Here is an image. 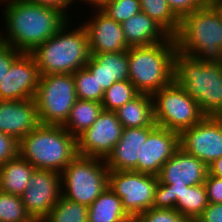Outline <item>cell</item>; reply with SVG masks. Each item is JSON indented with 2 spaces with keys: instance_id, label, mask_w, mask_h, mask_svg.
<instances>
[{
  "instance_id": "obj_1",
  "label": "cell",
  "mask_w": 222,
  "mask_h": 222,
  "mask_svg": "<svg viewBox=\"0 0 222 222\" xmlns=\"http://www.w3.org/2000/svg\"><path fill=\"white\" fill-rule=\"evenodd\" d=\"M1 4L6 31L1 29L0 41L23 53L32 52L69 20L60 10L28 0H0Z\"/></svg>"
},
{
  "instance_id": "obj_2",
  "label": "cell",
  "mask_w": 222,
  "mask_h": 222,
  "mask_svg": "<svg viewBox=\"0 0 222 222\" xmlns=\"http://www.w3.org/2000/svg\"><path fill=\"white\" fill-rule=\"evenodd\" d=\"M68 20L57 33L32 52L40 75L73 74L85 67L91 57L85 27ZM75 26L74 27L70 26Z\"/></svg>"
},
{
  "instance_id": "obj_3",
  "label": "cell",
  "mask_w": 222,
  "mask_h": 222,
  "mask_svg": "<svg viewBox=\"0 0 222 222\" xmlns=\"http://www.w3.org/2000/svg\"><path fill=\"white\" fill-rule=\"evenodd\" d=\"M174 39L182 54L222 64V21L210 4L184 16Z\"/></svg>"
},
{
  "instance_id": "obj_4",
  "label": "cell",
  "mask_w": 222,
  "mask_h": 222,
  "mask_svg": "<svg viewBox=\"0 0 222 222\" xmlns=\"http://www.w3.org/2000/svg\"><path fill=\"white\" fill-rule=\"evenodd\" d=\"M173 80L206 116H222V64L204 63L176 51Z\"/></svg>"
},
{
  "instance_id": "obj_5",
  "label": "cell",
  "mask_w": 222,
  "mask_h": 222,
  "mask_svg": "<svg viewBox=\"0 0 222 222\" xmlns=\"http://www.w3.org/2000/svg\"><path fill=\"white\" fill-rule=\"evenodd\" d=\"M176 41H166L128 49V80L139 93L153 95L173 81Z\"/></svg>"
},
{
  "instance_id": "obj_6",
  "label": "cell",
  "mask_w": 222,
  "mask_h": 222,
  "mask_svg": "<svg viewBox=\"0 0 222 222\" xmlns=\"http://www.w3.org/2000/svg\"><path fill=\"white\" fill-rule=\"evenodd\" d=\"M77 154L76 137L60 125L40 124L19 141V155L36 169L61 173Z\"/></svg>"
},
{
  "instance_id": "obj_7",
  "label": "cell",
  "mask_w": 222,
  "mask_h": 222,
  "mask_svg": "<svg viewBox=\"0 0 222 222\" xmlns=\"http://www.w3.org/2000/svg\"><path fill=\"white\" fill-rule=\"evenodd\" d=\"M207 174L204 162L179 148L161 167L152 207L175 209L177 197L189 186L204 184Z\"/></svg>"
},
{
  "instance_id": "obj_8",
  "label": "cell",
  "mask_w": 222,
  "mask_h": 222,
  "mask_svg": "<svg viewBox=\"0 0 222 222\" xmlns=\"http://www.w3.org/2000/svg\"><path fill=\"white\" fill-rule=\"evenodd\" d=\"M108 172L104 159L77 154L60 173L62 196L89 207L108 187Z\"/></svg>"
},
{
  "instance_id": "obj_9",
  "label": "cell",
  "mask_w": 222,
  "mask_h": 222,
  "mask_svg": "<svg viewBox=\"0 0 222 222\" xmlns=\"http://www.w3.org/2000/svg\"><path fill=\"white\" fill-rule=\"evenodd\" d=\"M152 99L155 124L178 134L196 125L206 116L198 102L174 80L154 93Z\"/></svg>"
},
{
  "instance_id": "obj_10",
  "label": "cell",
  "mask_w": 222,
  "mask_h": 222,
  "mask_svg": "<svg viewBox=\"0 0 222 222\" xmlns=\"http://www.w3.org/2000/svg\"><path fill=\"white\" fill-rule=\"evenodd\" d=\"M33 99L41 124L63 126L77 101L73 74L40 75Z\"/></svg>"
},
{
  "instance_id": "obj_11",
  "label": "cell",
  "mask_w": 222,
  "mask_h": 222,
  "mask_svg": "<svg viewBox=\"0 0 222 222\" xmlns=\"http://www.w3.org/2000/svg\"><path fill=\"white\" fill-rule=\"evenodd\" d=\"M158 177L135 171H109L108 188L122 201V206L129 216L152 208Z\"/></svg>"
},
{
  "instance_id": "obj_12",
  "label": "cell",
  "mask_w": 222,
  "mask_h": 222,
  "mask_svg": "<svg viewBox=\"0 0 222 222\" xmlns=\"http://www.w3.org/2000/svg\"><path fill=\"white\" fill-rule=\"evenodd\" d=\"M179 146L209 166L222 157V116H205L179 134Z\"/></svg>"
},
{
  "instance_id": "obj_13",
  "label": "cell",
  "mask_w": 222,
  "mask_h": 222,
  "mask_svg": "<svg viewBox=\"0 0 222 222\" xmlns=\"http://www.w3.org/2000/svg\"><path fill=\"white\" fill-rule=\"evenodd\" d=\"M62 196L61 175L52 170L35 169L20 196L26 211L41 222Z\"/></svg>"
},
{
  "instance_id": "obj_14",
  "label": "cell",
  "mask_w": 222,
  "mask_h": 222,
  "mask_svg": "<svg viewBox=\"0 0 222 222\" xmlns=\"http://www.w3.org/2000/svg\"><path fill=\"white\" fill-rule=\"evenodd\" d=\"M122 131L116 113L103 110L92 126L76 137L77 153L105 160L121 138Z\"/></svg>"
},
{
  "instance_id": "obj_15",
  "label": "cell",
  "mask_w": 222,
  "mask_h": 222,
  "mask_svg": "<svg viewBox=\"0 0 222 222\" xmlns=\"http://www.w3.org/2000/svg\"><path fill=\"white\" fill-rule=\"evenodd\" d=\"M40 73L31 53H21L0 82V100L34 98Z\"/></svg>"
},
{
  "instance_id": "obj_16",
  "label": "cell",
  "mask_w": 222,
  "mask_h": 222,
  "mask_svg": "<svg viewBox=\"0 0 222 222\" xmlns=\"http://www.w3.org/2000/svg\"><path fill=\"white\" fill-rule=\"evenodd\" d=\"M90 19L83 20L91 54L127 51L130 47L123 35L122 25L96 9Z\"/></svg>"
},
{
  "instance_id": "obj_17",
  "label": "cell",
  "mask_w": 222,
  "mask_h": 222,
  "mask_svg": "<svg viewBox=\"0 0 222 222\" xmlns=\"http://www.w3.org/2000/svg\"><path fill=\"white\" fill-rule=\"evenodd\" d=\"M179 148V134L157 126L142 145L138 172L158 176L161 167Z\"/></svg>"
},
{
  "instance_id": "obj_18",
  "label": "cell",
  "mask_w": 222,
  "mask_h": 222,
  "mask_svg": "<svg viewBox=\"0 0 222 222\" xmlns=\"http://www.w3.org/2000/svg\"><path fill=\"white\" fill-rule=\"evenodd\" d=\"M40 124L33 98L16 101L0 100V132L20 141Z\"/></svg>"
},
{
  "instance_id": "obj_19",
  "label": "cell",
  "mask_w": 222,
  "mask_h": 222,
  "mask_svg": "<svg viewBox=\"0 0 222 222\" xmlns=\"http://www.w3.org/2000/svg\"><path fill=\"white\" fill-rule=\"evenodd\" d=\"M156 127L123 128L121 138L105 159L109 171L138 172L142 145Z\"/></svg>"
},
{
  "instance_id": "obj_20",
  "label": "cell",
  "mask_w": 222,
  "mask_h": 222,
  "mask_svg": "<svg viewBox=\"0 0 222 222\" xmlns=\"http://www.w3.org/2000/svg\"><path fill=\"white\" fill-rule=\"evenodd\" d=\"M85 67L105 91L114 82L128 80V50L91 54Z\"/></svg>"
},
{
  "instance_id": "obj_21",
  "label": "cell",
  "mask_w": 222,
  "mask_h": 222,
  "mask_svg": "<svg viewBox=\"0 0 222 222\" xmlns=\"http://www.w3.org/2000/svg\"><path fill=\"white\" fill-rule=\"evenodd\" d=\"M129 47L150 46L166 41L170 35L143 12L121 23Z\"/></svg>"
},
{
  "instance_id": "obj_22",
  "label": "cell",
  "mask_w": 222,
  "mask_h": 222,
  "mask_svg": "<svg viewBox=\"0 0 222 222\" xmlns=\"http://www.w3.org/2000/svg\"><path fill=\"white\" fill-rule=\"evenodd\" d=\"M115 113L123 128L157 127L152 95L139 93L115 110Z\"/></svg>"
},
{
  "instance_id": "obj_23",
  "label": "cell",
  "mask_w": 222,
  "mask_h": 222,
  "mask_svg": "<svg viewBox=\"0 0 222 222\" xmlns=\"http://www.w3.org/2000/svg\"><path fill=\"white\" fill-rule=\"evenodd\" d=\"M35 169L20 155L0 165V191L21 196Z\"/></svg>"
},
{
  "instance_id": "obj_24",
  "label": "cell",
  "mask_w": 222,
  "mask_h": 222,
  "mask_svg": "<svg viewBox=\"0 0 222 222\" xmlns=\"http://www.w3.org/2000/svg\"><path fill=\"white\" fill-rule=\"evenodd\" d=\"M128 217L121 199L108 187L88 207V222H122Z\"/></svg>"
},
{
  "instance_id": "obj_25",
  "label": "cell",
  "mask_w": 222,
  "mask_h": 222,
  "mask_svg": "<svg viewBox=\"0 0 222 222\" xmlns=\"http://www.w3.org/2000/svg\"><path fill=\"white\" fill-rule=\"evenodd\" d=\"M103 107L100 102L77 99L63 127L74 137L90 128L99 117Z\"/></svg>"
},
{
  "instance_id": "obj_26",
  "label": "cell",
  "mask_w": 222,
  "mask_h": 222,
  "mask_svg": "<svg viewBox=\"0 0 222 222\" xmlns=\"http://www.w3.org/2000/svg\"><path fill=\"white\" fill-rule=\"evenodd\" d=\"M208 205L204 184L189 186L177 197L175 210L187 220L199 218Z\"/></svg>"
},
{
  "instance_id": "obj_27",
  "label": "cell",
  "mask_w": 222,
  "mask_h": 222,
  "mask_svg": "<svg viewBox=\"0 0 222 222\" xmlns=\"http://www.w3.org/2000/svg\"><path fill=\"white\" fill-rule=\"evenodd\" d=\"M141 12L157 22L170 36L174 37L179 30L180 20L169 8L167 0H139Z\"/></svg>"
},
{
  "instance_id": "obj_28",
  "label": "cell",
  "mask_w": 222,
  "mask_h": 222,
  "mask_svg": "<svg viewBox=\"0 0 222 222\" xmlns=\"http://www.w3.org/2000/svg\"><path fill=\"white\" fill-rule=\"evenodd\" d=\"M88 206L63 196L41 222H88Z\"/></svg>"
},
{
  "instance_id": "obj_29",
  "label": "cell",
  "mask_w": 222,
  "mask_h": 222,
  "mask_svg": "<svg viewBox=\"0 0 222 222\" xmlns=\"http://www.w3.org/2000/svg\"><path fill=\"white\" fill-rule=\"evenodd\" d=\"M138 94L139 92L129 80L117 81L104 91L101 105L103 110L115 112Z\"/></svg>"
},
{
  "instance_id": "obj_30",
  "label": "cell",
  "mask_w": 222,
  "mask_h": 222,
  "mask_svg": "<svg viewBox=\"0 0 222 222\" xmlns=\"http://www.w3.org/2000/svg\"><path fill=\"white\" fill-rule=\"evenodd\" d=\"M0 222H36L26 211L20 196L0 191Z\"/></svg>"
},
{
  "instance_id": "obj_31",
  "label": "cell",
  "mask_w": 222,
  "mask_h": 222,
  "mask_svg": "<svg viewBox=\"0 0 222 222\" xmlns=\"http://www.w3.org/2000/svg\"><path fill=\"white\" fill-rule=\"evenodd\" d=\"M73 78L77 99L102 102L104 90L86 67L73 73Z\"/></svg>"
},
{
  "instance_id": "obj_32",
  "label": "cell",
  "mask_w": 222,
  "mask_h": 222,
  "mask_svg": "<svg viewBox=\"0 0 222 222\" xmlns=\"http://www.w3.org/2000/svg\"><path fill=\"white\" fill-rule=\"evenodd\" d=\"M110 19L122 23L141 12L139 0H111L101 9Z\"/></svg>"
},
{
  "instance_id": "obj_33",
  "label": "cell",
  "mask_w": 222,
  "mask_h": 222,
  "mask_svg": "<svg viewBox=\"0 0 222 222\" xmlns=\"http://www.w3.org/2000/svg\"><path fill=\"white\" fill-rule=\"evenodd\" d=\"M138 222H188L175 209L150 208L137 216Z\"/></svg>"
},
{
  "instance_id": "obj_34",
  "label": "cell",
  "mask_w": 222,
  "mask_h": 222,
  "mask_svg": "<svg viewBox=\"0 0 222 222\" xmlns=\"http://www.w3.org/2000/svg\"><path fill=\"white\" fill-rule=\"evenodd\" d=\"M169 8L181 20L184 16L209 4V0H167Z\"/></svg>"
},
{
  "instance_id": "obj_35",
  "label": "cell",
  "mask_w": 222,
  "mask_h": 222,
  "mask_svg": "<svg viewBox=\"0 0 222 222\" xmlns=\"http://www.w3.org/2000/svg\"><path fill=\"white\" fill-rule=\"evenodd\" d=\"M19 155V141L8 134L0 132V165Z\"/></svg>"
},
{
  "instance_id": "obj_36",
  "label": "cell",
  "mask_w": 222,
  "mask_h": 222,
  "mask_svg": "<svg viewBox=\"0 0 222 222\" xmlns=\"http://www.w3.org/2000/svg\"><path fill=\"white\" fill-rule=\"evenodd\" d=\"M21 53V51L15 50L11 45L0 41V82L5 77L13 61Z\"/></svg>"
},
{
  "instance_id": "obj_37",
  "label": "cell",
  "mask_w": 222,
  "mask_h": 222,
  "mask_svg": "<svg viewBox=\"0 0 222 222\" xmlns=\"http://www.w3.org/2000/svg\"><path fill=\"white\" fill-rule=\"evenodd\" d=\"M204 186L206 188L208 202L222 203V178L215 177L208 173Z\"/></svg>"
},
{
  "instance_id": "obj_38",
  "label": "cell",
  "mask_w": 222,
  "mask_h": 222,
  "mask_svg": "<svg viewBox=\"0 0 222 222\" xmlns=\"http://www.w3.org/2000/svg\"><path fill=\"white\" fill-rule=\"evenodd\" d=\"M28 1L31 3L39 4L41 6L60 10L67 17H69V19H70V16L68 15H71V14L68 13V9L71 8V6L73 7V4H77V6H79L76 0H28Z\"/></svg>"
},
{
  "instance_id": "obj_39",
  "label": "cell",
  "mask_w": 222,
  "mask_h": 222,
  "mask_svg": "<svg viewBox=\"0 0 222 222\" xmlns=\"http://www.w3.org/2000/svg\"><path fill=\"white\" fill-rule=\"evenodd\" d=\"M203 222H222V203H210L199 217Z\"/></svg>"
},
{
  "instance_id": "obj_40",
  "label": "cell",
  "mask_w": 222,
  "mask_h": 222,
  "mask_svg": "<svg viewBox=\"0 0 222 222\" xmlns=\"http://www.w3.org/2000/svg\"><path fill=\"white\" fill-rule=\"evenodd\" d=\"M208 173L218 178H222V157L214 160L208 166Z\"/></svg>"
},
{
  "instance_id": "obj_41",
  "label": "cell",
  "mask_w": 222,
  "mask_h": 222,
  "mask_svg": "<svg viewBox=\"0 0 222 222\" xmlns=\"http://www.w3.org/2000/svg\"><path fill=\"white\" fill-rule=\"evenodd\" d=\"M76 1H82L84 5H89L90 8L101 9L106 3H108L111 0H76ZM86 3V4H85Z\"/></svg>"
},
{
  "instance_id": "obj_42",
  "label": "cell",
  "mask_w": 222,
  "mask_h": 222,
  "mask_svg": "<svg viewBox=\"0 0 222 222\" xmlns=\"http://www.w3.org/2000/svg\"><path fill=\"white\" fill-rule=\"evenodd\" d=\"M209 4L214 8L222 21V0H209Z\"/></svg>"
},
{
  "instance_id": "obj_43",
  "label": "cell",
  "mask_w": 222,
  "mask_h": 222,
  "mask_svg": "<svg viewBox=\"0 0 222 222\" xmlns=\"http://www.w3.org/2000/svg\"><path fill=\"white\" fill-rule=\"evenodd\" d=\"M122 222H138V219L135 216H130L127 219L123 220Z\"/></svg>"
},
{
  "instance_id": "obj_44",
  "label": "cell",
  "mask_w": 222,
  "mask_h": 222,
  "mask_svg": "<svg viewBox=\"0 0 222 222\" xmlns=\"http://www.w3.org/2000/svg\"><path fill=\"white\" fill-rule=\"evenodd\" d=\"M188 222H203L199 218L189 219Z\"/></svg>"
}]
</instances>
